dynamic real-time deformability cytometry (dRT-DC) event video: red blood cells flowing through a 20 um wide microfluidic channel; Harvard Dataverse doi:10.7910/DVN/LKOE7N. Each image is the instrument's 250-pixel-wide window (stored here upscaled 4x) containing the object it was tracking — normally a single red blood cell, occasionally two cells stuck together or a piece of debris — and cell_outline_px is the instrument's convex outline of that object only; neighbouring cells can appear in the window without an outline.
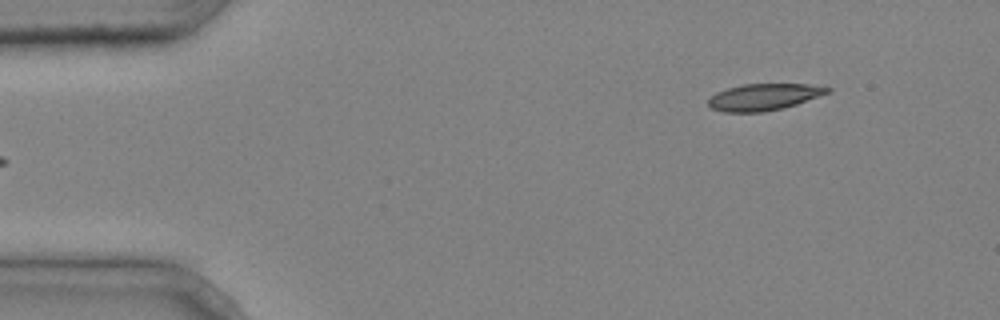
{"species": "common noctule bat (a hibernating species)", "species_latin": "Nyctalus noctula", "temperature_condition": "cold", "stored_images_in_passage": 4, "segment_of_instrument_passage": [2, 2], "camera_frame_rate_fps": 3000, "um_per_image_px": 0.085, "animal": {"sex": "male", "body_mass_g": 20.4}, "frame": {"image": 1, "passage_image": 4, "time_ms": 1.0, "image_size_px": [1000, 320], "cell_outline_px": [[832, 92], [796, 104], [764, 112], [724, 112], [712, 108], [708, 104], [708, 100], [716, 92], [728, 88], [744, 84], [808, 84], [832, 88]], "centroid_in_image_um": [64.95, 8.24], "position_along_channel_um": 20.1, "area_um2": 18.38}}